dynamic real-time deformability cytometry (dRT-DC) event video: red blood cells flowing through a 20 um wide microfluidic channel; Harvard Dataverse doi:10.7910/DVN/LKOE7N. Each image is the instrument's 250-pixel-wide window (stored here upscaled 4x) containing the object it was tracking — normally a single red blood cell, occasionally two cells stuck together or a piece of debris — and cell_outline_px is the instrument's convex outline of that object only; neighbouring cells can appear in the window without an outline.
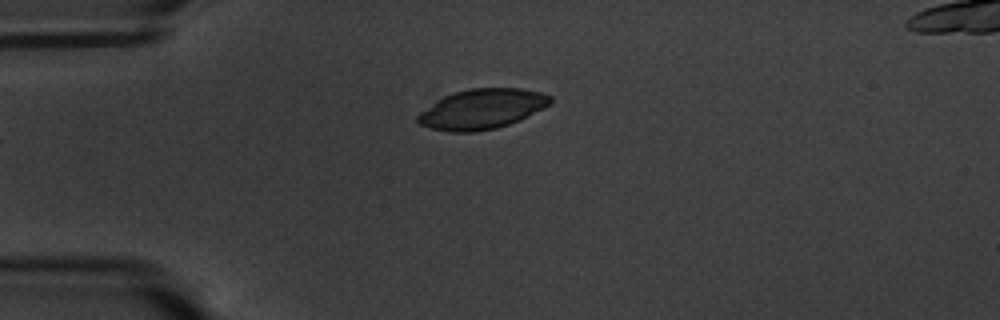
{"species": "common noctule bat (a hibernating species)", "species_latin": "Nyctalus noctula", "temperature_condition": "warm", "stored_images_in_passage": 40, "camera_frame_rate_fps": 3000, "um_per_image_px": 0.085, "animal": {"sex": "male", "body_mass_g": 20.1, "forearm_length_mm": 53.5}, "frame": {"image": 1, "passage_image": 2, "time_ms": 0.333, "image_size_px": [1000, 320], "cell_outline_px": [[552, 100], [548, 104], [508, 124], [496, 128], [472, 132], [448, 132], [432, 128], [420, 124], [416, 120], [416, 116], [420, 112], [444, 96], [452, 92], [468, 88], [520, 88], [540, 92], [552, 96]], "centroid_in_image_um": [40.9, 9.25], "position_along_channel_um": 44.1, "area_um2": 30.35}}
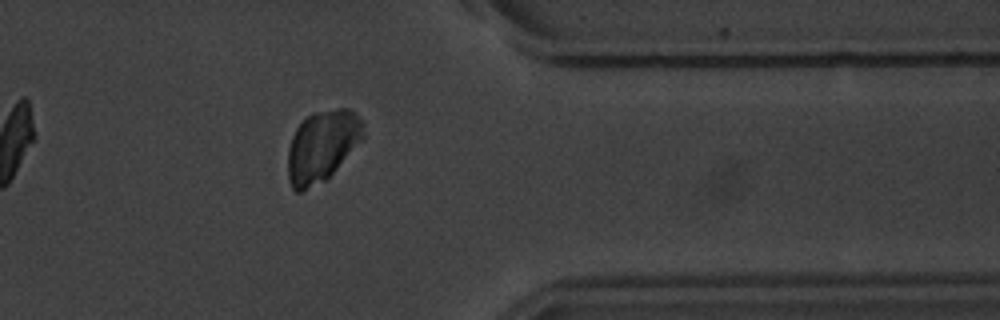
{"frame": {"image": 2, "passage_image": 34, "time_ms": 11.0, "image_size_px": [1000, 320], "cell_outline_px": [[364, 136], [336, 168], [324, 180], [300, 192], [296, 192], [292, 188], [288, 180], [288, 148], [292, 136], [296, 128], [312, 112], [336, 108], [348, 108], [356, 112], [360, 116], [364, 132]], "centroid_in_image_um": [27.36, 12.38], "position_along_channel_um": 384.0, "area_um2": 30.98}}